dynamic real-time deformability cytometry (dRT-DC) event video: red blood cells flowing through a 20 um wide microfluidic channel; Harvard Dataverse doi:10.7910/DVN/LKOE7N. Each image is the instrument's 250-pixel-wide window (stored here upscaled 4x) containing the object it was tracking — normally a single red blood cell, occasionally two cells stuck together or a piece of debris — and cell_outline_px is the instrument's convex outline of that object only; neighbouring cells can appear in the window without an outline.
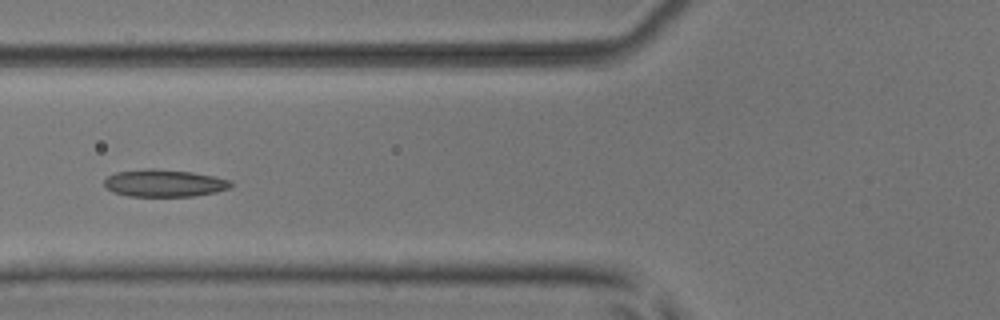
{"species": "common noctule bat (a hibernating species)", "species_latin": "Nyctalus noctula", "temperature_condition": "room temperature", "stored_images_in_passage": 6, "camera_frame_rate_fps": 3000, "um_per_image_px": 0.085, "animal": {"sex": "male", "body_mass_g": 17.9, "forearm_length_mm": 54.2}, "frame": {"image": 1, "passage_image": 6, "time_ms": 6.0, "image_size_px": [1000, 320], "cell_outline_px": [[232, 184], [228, 188], [216, 192], [196, 196], [128, 196], [112, 192], [104, 188], [104, 180], [108, 176], [116, 172], [148, 168], [152, 168], [192, 172], [232, 180]], "centroid_in_image_um": [13.92, 15.57], "position_along_channel_um": 111.9, "area_um2": 20.23}}